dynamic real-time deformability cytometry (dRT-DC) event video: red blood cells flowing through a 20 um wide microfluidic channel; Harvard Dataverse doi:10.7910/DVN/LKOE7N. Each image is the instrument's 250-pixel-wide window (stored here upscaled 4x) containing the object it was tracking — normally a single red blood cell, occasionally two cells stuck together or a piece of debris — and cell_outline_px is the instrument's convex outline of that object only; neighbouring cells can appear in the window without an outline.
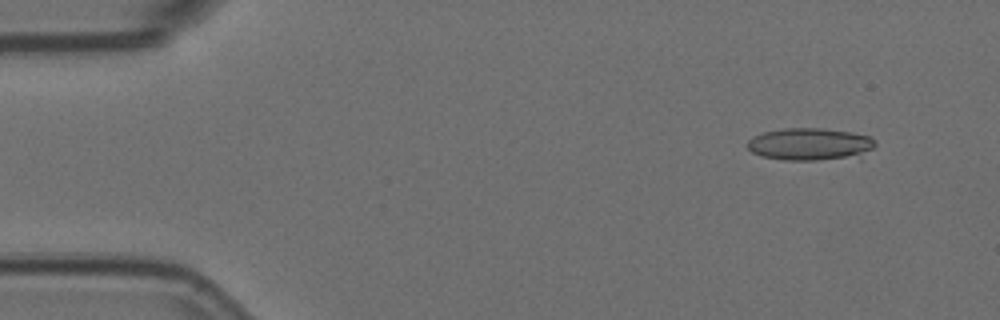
{"species": "Egyptian fruit bat (a non-hibernating species)", "species_latin": "Rousettus aegyptiacus", "temperature_condition": "room temperature", "stored_images_in_passage": 5, "camera_frame_rate_fps": 3000, "um_per_image_px": 0.085, "animal": {"sex": "female"}, "frame": {"image": 1, "passage_image": 1, "time_ms": 0.0, "image_size_px": [1000, 320], "cell_outline_px": [[876, 144], [860, 160], [784, 160], [760, 156], [752, 152], [744, 144], [752, 136], [764, 132], [784, 128], [820, 128], [852, 132], [872, 136], [876, 140]], "centroid_in_image_um": [68.93, 12.28], "position_along_channel_um": 16.1, "area_um2": 25.09}}